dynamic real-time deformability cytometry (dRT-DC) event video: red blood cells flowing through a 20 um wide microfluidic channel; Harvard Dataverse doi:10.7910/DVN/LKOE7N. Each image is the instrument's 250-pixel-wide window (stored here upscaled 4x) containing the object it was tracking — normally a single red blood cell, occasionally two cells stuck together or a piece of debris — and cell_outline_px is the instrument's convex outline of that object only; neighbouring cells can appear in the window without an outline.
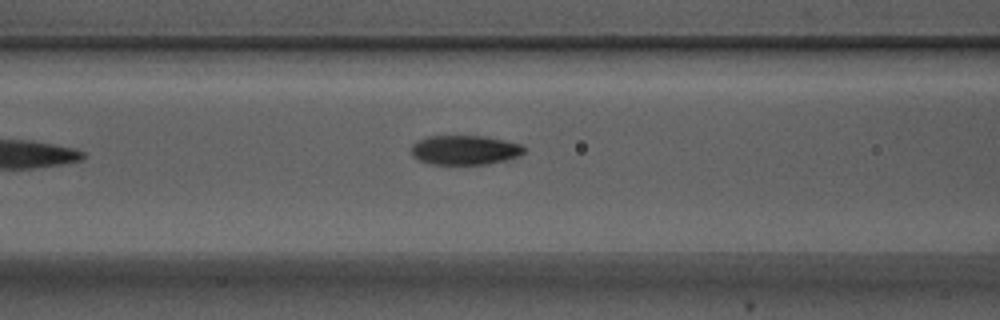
{"species": "Egyptian fruit bat (a non-hibernating species)", "species_latin": "Rousettus aegyptiacus", "temperature_condition": "warm", "stored_images_in_passage": 3, "camera_frame_rate_fps": 3000, "um_per_image_px": 0.085, "animal": {"sex": "male"}, "frame": {"image": 1, "passage_image": 3, "time_ms": 0.667, "image_size_px": [1000, 320], "cell_outline_px": [[524, 152], [520, 156], [508, 160], [488, 164], [428, 164], [412, 156], [412, 144], [428, 136], [484, 136], [504, 140], [520, 144], [524, 148]], "centroid_in_image_um": [39.53, 12.76], "position_along_channel_um": 127.1, "area_um2": 19.36}}